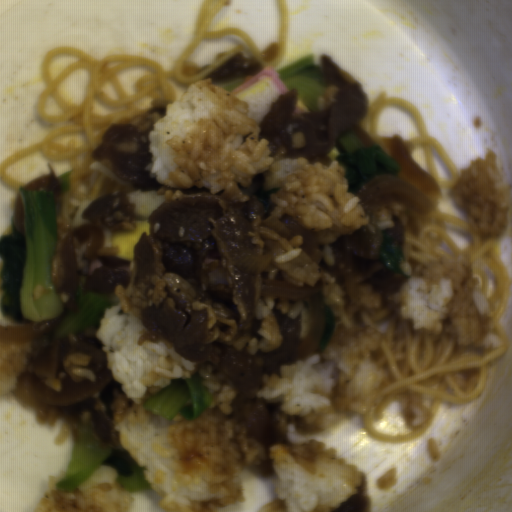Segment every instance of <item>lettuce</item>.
<instances>
[{"instance_id":"9fb2a089","label":"lettuce","mask_w":512,"mask_h":512,"mask_svg":"<svg viewBox=\"0 0 512 512\" xmlns=\"http://www.w3.org/2000/svg\"><path fill=\"white\" fill-rule=\"evenodd\" d=\"M274 70L288 91L296 88L298 92L292 117L326 110L325 89L319 77L320 65L312 53Z\"/></svg>"},{"instance_id":"494a5c6d","label":"lettuce","mask_w":512,"mask_h":512,"mask_svg":"<svg viewBox=\"0 0 512 512\" xmlns=\"http://www.w3.org/2000/svg\"><path fill=\"white\" fill-rule=\"evenodd\" d=\"M247 76L248 75H243V76L233 79L231 81H225V82H219V83H213V84H215L216 86L221 87L229 92L232 89L239 86L240 84H242L243 82H245Z\"/></svg>"}]
</instances>
